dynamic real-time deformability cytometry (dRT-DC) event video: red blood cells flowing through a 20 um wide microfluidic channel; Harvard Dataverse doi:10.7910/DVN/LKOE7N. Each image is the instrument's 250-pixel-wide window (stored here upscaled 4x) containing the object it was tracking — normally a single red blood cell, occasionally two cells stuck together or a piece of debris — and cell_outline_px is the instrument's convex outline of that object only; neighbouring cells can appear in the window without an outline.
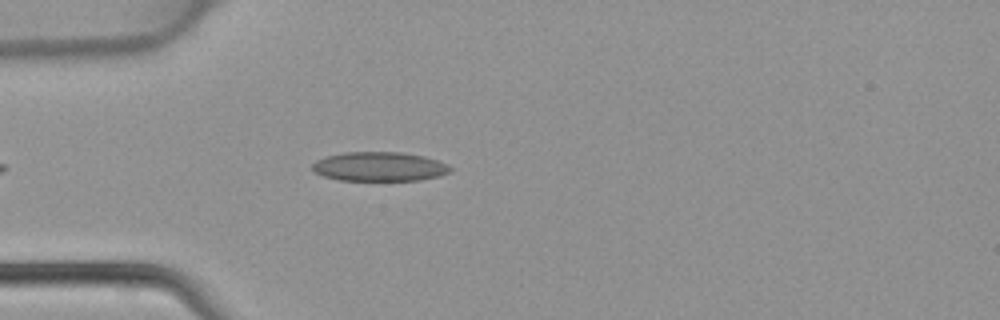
{"species": "common noctule bat (a hibernating species)", "species_latin": "Nyctalus noctula", "temperature_condition": "warm", "stored_images_in_passage": 4, "camera_frame_rate_fps": 3000, "um_per_image_px": 0.085, "animal": {"sex": "female", "body_mass_g": 22.7, "forearm_length_mm": 54.2}, "frame": {"image": 1, "passage_image": 4, "time_ms": 1.0, "image_size_px": [1000, 320], "cell_outline_px": [[452, 168], [448, 172], [440, 176], [420, 180], [340, 180], [324, 176], [316, 172], [312, 168], [312, 164], [316, 160], [324, 156], [344, 152], [400, 152], [424, 156], [448, 164]], "centroid_in_image_um": [32.24, 14.15], "position_along_channel_um": 52.8, "area_um2": 23.47}}